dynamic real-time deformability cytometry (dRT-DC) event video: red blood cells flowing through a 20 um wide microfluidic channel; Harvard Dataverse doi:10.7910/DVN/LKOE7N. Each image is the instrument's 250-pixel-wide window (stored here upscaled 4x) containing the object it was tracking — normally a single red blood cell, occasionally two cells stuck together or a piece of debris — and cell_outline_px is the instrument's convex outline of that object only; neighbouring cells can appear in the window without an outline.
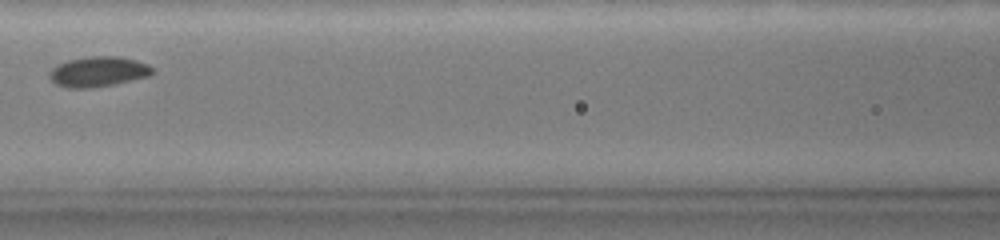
{"species": "common noctule bat (a hibernating species)", "species_latin": "Nyctalus noctula", "temperature_condition": "warm", "stored_images_in_passage": 9, "camera_frame_rate_fps": 3000, "um_per_image_px": 0.085, "animal": {"sex": "female", "body_mass_g": 19.0, "forearm_length_mm": 51.5}, "frame": {"image": 1, "passage_image": 7, "time_ms": 4.0, "image_size_px": [1000, 240], "cell_outline_px": [[152, 72], [148, 76], [112, 84], [84, 88], [72, 88], [56, 84], [48, 76], [48, 72], [56, 64], [68, 60], [88, 56], [116, 56], [136, 60], [148, 64], [152, 68]], "centroid_in_image_um": [8.3, 6.07], "position_along_channel_um": 158.3, "area_um2": 17.86}}
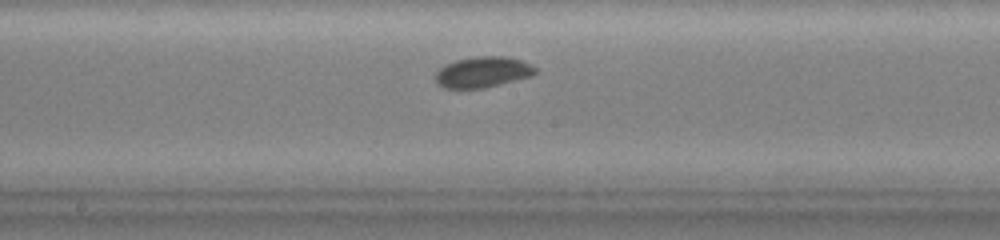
{"frame": {"image": 2, "passage_image": 9, "time_ms": 5.333, "image_size_px": [1000, 240], "cell_outline_px": [[536, 72], [528, 76], [480, 88], [448, 88], [440, 84], [436, 80], [436, 72], [440, 68], [456, 60], [476, 56], [504, 56], [520, 60], [536, 68]], "centroid_in_image_um": [41.0, 6.1], "position_along_channel_um": 207.2, "area_um2": 17.17}}